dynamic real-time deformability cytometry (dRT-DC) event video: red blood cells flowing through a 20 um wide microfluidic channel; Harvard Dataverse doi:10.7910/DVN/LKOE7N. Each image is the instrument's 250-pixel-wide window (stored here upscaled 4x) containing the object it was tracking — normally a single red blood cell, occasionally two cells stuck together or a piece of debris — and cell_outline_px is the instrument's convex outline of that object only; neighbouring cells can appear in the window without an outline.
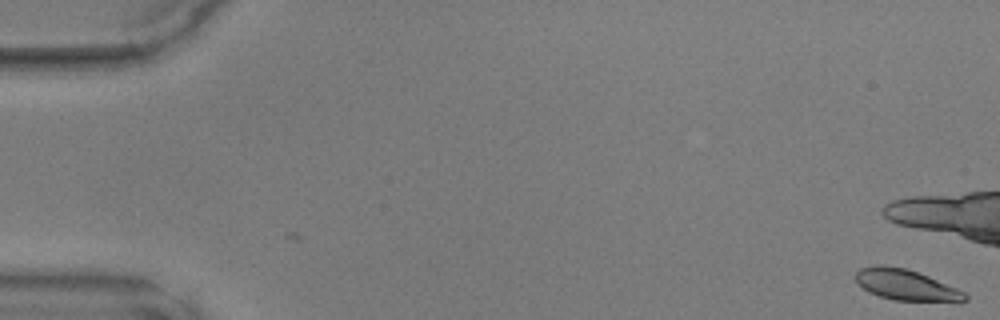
{"species": "common noctule bat (a hibernating species)", "species_latin": "Nyctalus noctula", "temperature_condition": "warm", "stored_images_in_passage": 12, "camera_frame_rate_fps": 3000, "um_per_image_px": 0.085, "animal": {"sex": "male", "body_mass_g": 17.9, "forearm_length_mm": 54.2}, "frame": {"image": 1, "passage_image": 1, "time_ms": 0.0, "image_size_px": [1000, 320], "cell_outline_px": [[968, 300], [960, 304], [892, 300], [868, 292], [856, 280], [856, 272], [860, 268], [876, 264], [904, 268], [928, 276], [956, 288], [964, 292], [968, 296]], "centroid_in_image_um": [77.11, 24.27], "position_along_channel_um": 7.9, "area_um2": 20.11}}